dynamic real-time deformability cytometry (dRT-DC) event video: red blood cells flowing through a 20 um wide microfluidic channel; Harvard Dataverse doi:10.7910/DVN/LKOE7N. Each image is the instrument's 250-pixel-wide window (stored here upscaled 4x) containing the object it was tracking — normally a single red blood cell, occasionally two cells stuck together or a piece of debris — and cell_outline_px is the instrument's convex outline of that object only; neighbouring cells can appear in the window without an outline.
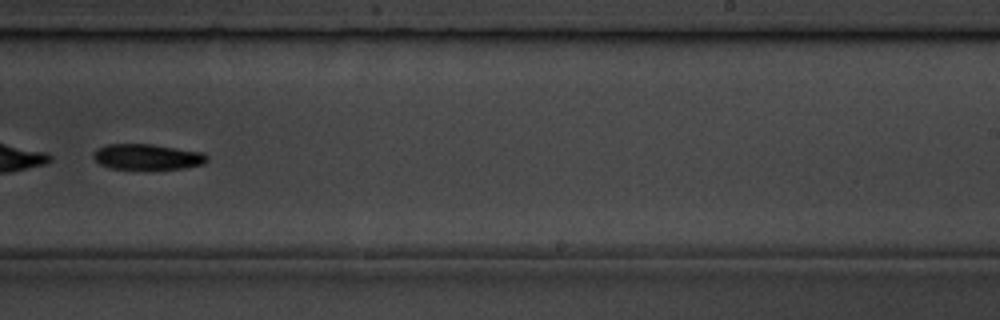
{"species": "common noctule bat (a hibernating species)", "species_latin": "Nyctalus noctula", "temperature_condition": "room temperature", "stored_images_in_passage": 9, "segment_of_instrument_passage": [2, 2], "camera_frame_rate_fps": 3000, "um_per_image_px": 0.085, "animal": {"sex": "male", "body_mass_g": 19.5, "forearm_length_mm": 54.6}, "frame": {"image": 1, "passage_image": 9, "time_ms": 9.333, "image_size_px": [1000, 320], "cell_outline_px": [[208, 160], [204, 164], [184, 168], [108, 168], [100, 164], [92, 156], [92, 152], [96, 148], [108, 144], [152, 144], [204, 152], [208, 156]], "centroid_in_image_um": [12.52, 13.31], "position_along_channel_um": 276.5, "area_um2": 16.94}}